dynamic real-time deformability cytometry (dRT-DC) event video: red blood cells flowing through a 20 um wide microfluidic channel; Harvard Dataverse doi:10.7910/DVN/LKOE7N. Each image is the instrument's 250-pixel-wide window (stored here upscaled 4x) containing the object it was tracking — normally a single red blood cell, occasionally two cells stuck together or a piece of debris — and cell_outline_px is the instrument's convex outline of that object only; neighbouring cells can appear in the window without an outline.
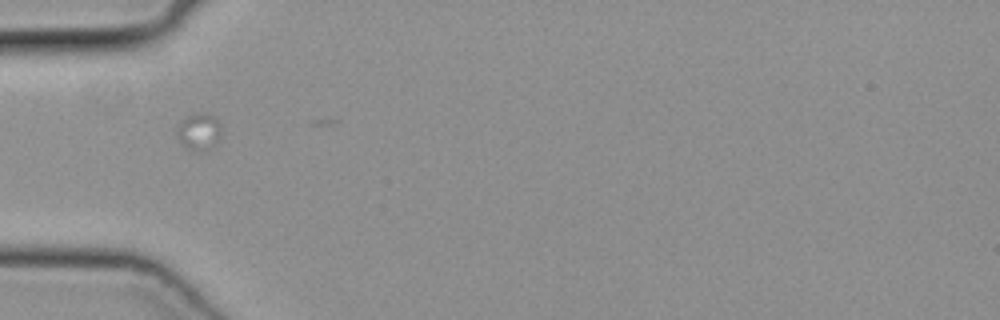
{"species": "common noctule bat (a hibernating species)", "species_latin": "Nyctalus noctula", "temperature_condition": "cold", "stored_images_in_passage": 6, "camera_frame_rate_fps": 3000, "um_per_image_px": 0.085, "animal": {"sex": "female", "body_mass_g": 19.3, "forearm_length_mm": 54.1}, "frame": {"image": 1, "passage_image": 2, "time_ms": 0.333, "image_size_px": [1000, 320], "cell_outline_px": [[220, 136], [216, 144], [212, 148], [204, 152], [192, 152], [184, 148], [176, 136], [176, 128], [180, 120], [188, 112], [204, 112], [212, 116], [220, 124]], "centroid_in_image_um": [16.84, 11.2], "position_along_channel_um": 68.2, "area_um2": 10.23}}